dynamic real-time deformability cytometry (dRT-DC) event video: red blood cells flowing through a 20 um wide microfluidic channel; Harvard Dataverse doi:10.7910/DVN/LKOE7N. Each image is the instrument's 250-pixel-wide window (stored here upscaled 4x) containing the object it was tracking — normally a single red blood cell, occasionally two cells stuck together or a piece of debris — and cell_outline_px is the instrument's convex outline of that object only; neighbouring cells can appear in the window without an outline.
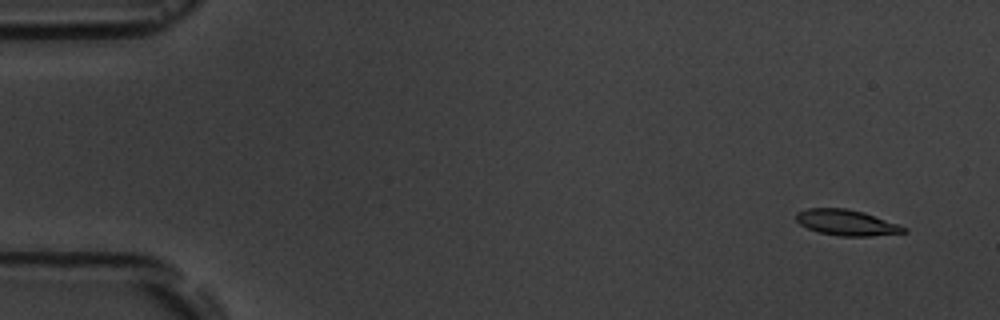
{"species": "common noctule bat (a hibernating species)", "species_latin": "Nyctalus noctula", "temperature_condition": "room temperature", "stored_images_in_passage": 5, "camera_frame_rate_fps": 3000, "um_per_image_px": 0.085, "animal": {"sex": "male", "body_mass_g": 19.5, "forearm_length_mm": 54.6}, "frame": {"image": 1, "passage_image": 1, "time_ms": 0.0, "image_size_px": [1000, 320], "cell_outline_px": [[908, 232], [872, 236], [840, 236], [820, 232], [808, 228], [800, 224], [796, 220], [796, 212], [808, 208], [844, 208], [864, 212], [908, 228]], "centroid_in_image_um": [71.96, 18.92], "position_along_channel_um": 13.0, "area_um2": 16.07}}
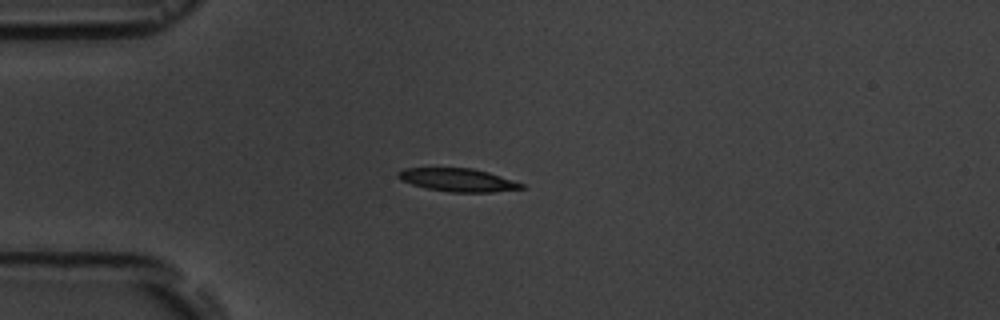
{"frame": {"image": 2, "passage_image": 4, "time_ms": 3.667, "image_size_px": [1000, 320], "cell_outline_px": [[524, 188], [492, 192], [452, 192], [428, 188], [412, 184], [400, 180], [396, 176], [396, 172], [404, 168], [472, 168], [488, 172], [524, 184]], "centroid_in_image_um": [38.88, 15.29], "position_along_channel_um": 46.1, "area_um2": 16.47}}